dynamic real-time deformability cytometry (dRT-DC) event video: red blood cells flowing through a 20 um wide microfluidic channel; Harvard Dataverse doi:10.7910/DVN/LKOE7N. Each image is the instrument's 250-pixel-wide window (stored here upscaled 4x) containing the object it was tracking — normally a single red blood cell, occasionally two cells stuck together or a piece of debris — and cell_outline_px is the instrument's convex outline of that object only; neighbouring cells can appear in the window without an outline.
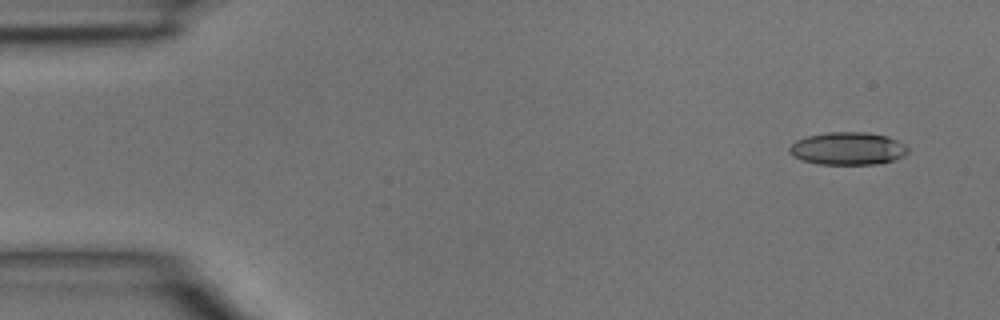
{"species": "common noctule bat (a hibernating species)", "species_latin": "Nyctalus noctula", "temperature_condition": "room temperature", "stored_images_in_passage": 4, "camera_frame_rate_fps": 3000, "um_per_image_px": 0.085, "animal": {"sex": "male", "body_mass_g": 15.6}, "frame": {"image": 1, "passage_image": 1, "time_ms": 0.0, "image_size_px": [1000, 320], "cell_outline_px": [[908, 152], [904, 156], [892, 160], [876, 164], [820, 164], [800, 160], [788, 152], [788, 148], [796, 140], [808, 136], [828, 132], [868, 132], [884, 136], [896, 140], [904, 144], [908, 148]], "centroid_in_image_um": [72.03, 12.63], "position_along_channel_um": 13.0, "area_um2": 22.48}}